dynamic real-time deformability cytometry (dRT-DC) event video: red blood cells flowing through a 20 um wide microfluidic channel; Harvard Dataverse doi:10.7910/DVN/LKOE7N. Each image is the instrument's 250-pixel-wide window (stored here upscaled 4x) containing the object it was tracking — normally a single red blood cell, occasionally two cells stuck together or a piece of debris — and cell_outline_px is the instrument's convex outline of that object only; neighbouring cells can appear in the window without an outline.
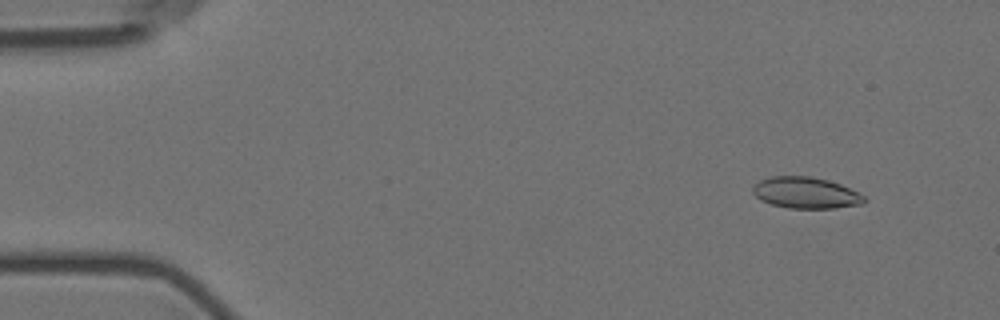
{"species": "Egyptian fruit bat (a non-hibernating species)", "species_latin": "Rousettus aegyptiacus", "temperature_condition": "room temperature", "stored_images_in_passage": 5, "camera_frame_rate_fps": 3000, "um_per_image_px": 0.085, "animal": {"sex": "female"}, "frame": {"image": 1, "passage_image": 1, "time_ms": 0.0, "image_size_px": [1000, 320], "cell_outline_px": [[868, 200], [860, 204], [836, 208], [788, 208], [772, 204], [760, 200], [752, 192], [752, 184], [760, 180], [772, 176], [812, 176], [828, 180], [840, 184], [864, 196]], "centroid_in_image_um": [68.45, 16.38], "position_along_channel_um": 16.5, "area_um2": 20.35}}
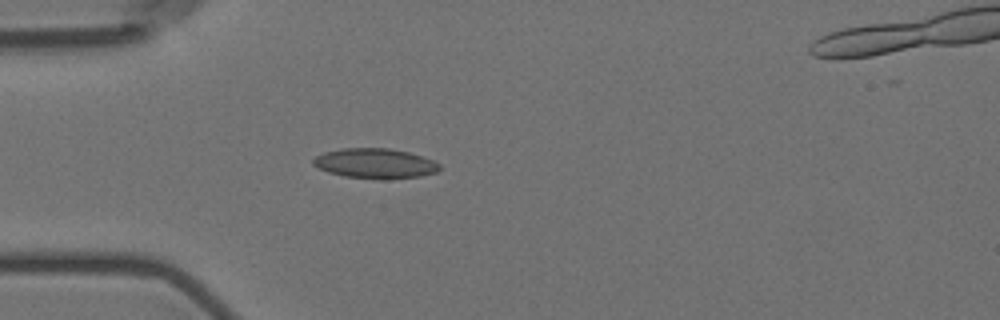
{"frame": {"image": 2, "passage_image": 4, "time_ms": 3.667, "image_size_px": [1000, 320], "cell_outline_px": [[440, 168], [436, 172], [420, 176], [384, 180], [344, 176], [328, 172], [312, 164], [312, 160], [316, 156], [324, 152], [344, 148], [388, 148], [408, 152], [432, 160], [440, 164]], "centroid_in_image_um": [31.87, 13.9], "position_along_channel_um": 53.1, "area_um2": 22.02}}